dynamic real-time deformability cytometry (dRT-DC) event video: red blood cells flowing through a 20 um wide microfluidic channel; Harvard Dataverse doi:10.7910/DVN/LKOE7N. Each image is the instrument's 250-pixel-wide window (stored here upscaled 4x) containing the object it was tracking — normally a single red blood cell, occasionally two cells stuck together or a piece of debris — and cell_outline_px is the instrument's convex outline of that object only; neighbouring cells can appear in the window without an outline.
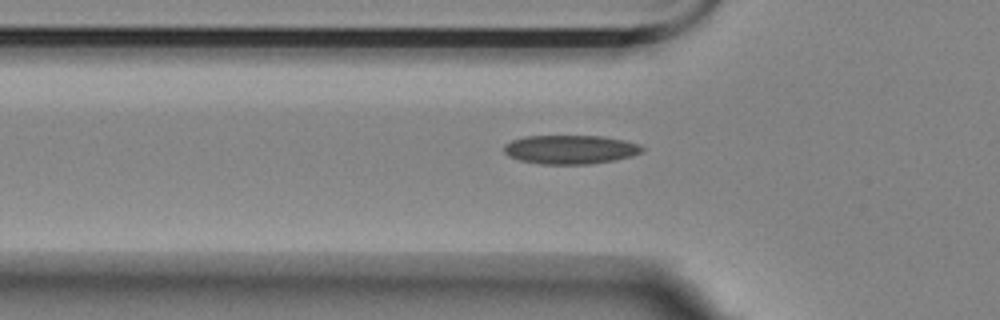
{"species": "Egyptian fruit bat (a non-hibernating species)", "species_latin": "Rousettus aegyptiacus", "temperature_condition": "room temperature", "stored_images_in_passage": 39, "camera_frame_rate_fps": 3000, "um_per_image_px": 0.085, "animal": {"sex": "female"}, "frame": {"image": 1, "passage_image": 8, "time_ms": 2.333, "image_size_px": [1000, 320], "cell_outline_px": [[644, 148], [640, 152], [632, 156], [616, 160], [588, 164], [540, 164], [520, 160], [508, 156], [504, 152], [504, 144], [512, 140], [524, 136], [600, 136], [624, 140], [636, 144]], "centroid_in_image_um": [48.44, 12.71], "position_along_channel_um": 77.4, "area_um2": 23.18}}
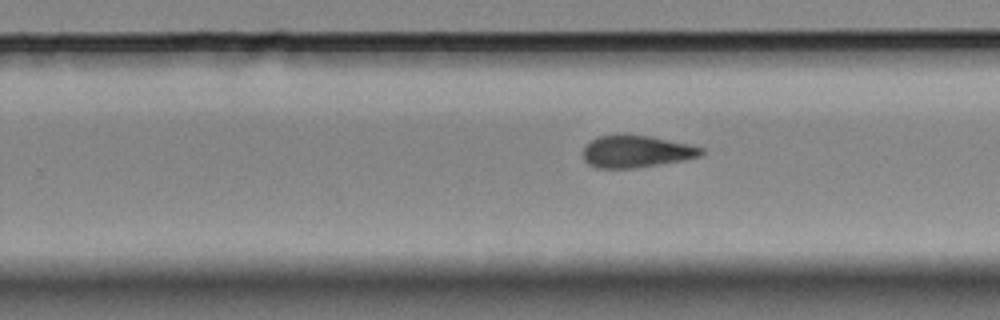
{"frame": {"image": 2, "passage_image": 25, "time_ms": 8.0, "image_size_px": [1000, 320], "cell_outline_px": [[704, 152], [700, 156], [684, 160], [636, 168], [596, 168], [588, 164], [584, 160], [584, 144], [600, 136], [648, 136], [688, 144], [704, 148]], "centroid_in_image_um": [54.08, 12.9], "position_along_channel_um": 275.7, "area_um2": 21.73}}
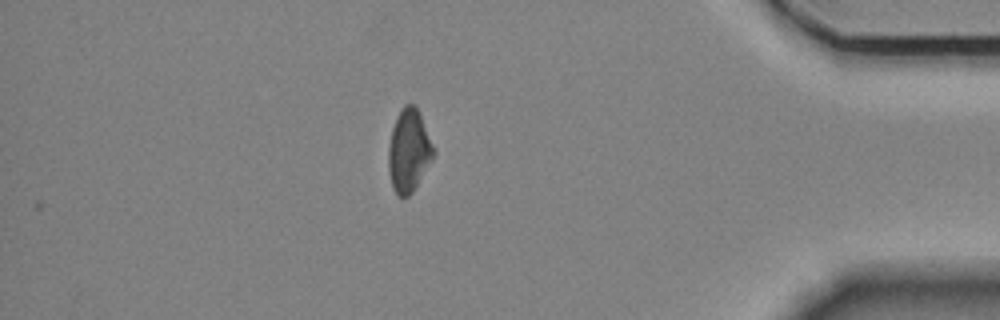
{"frame": {"image": 3, "passage_image": 39, "time_ms": 12.667, "image_size_px": [1000, 320], "cell_outline_px": [[436, 152], [432, 160], [412, 192], [408, 196], [396, 196], [392, 188], [388, 172], [388, 144], [392, 128], [396, 116], [400, 108], [404, 104], [416, 104]], "centroid_in_image_um": [34.73, 12.79], "position_along_channel_um": 400.5, "area_um2": 22.02}, "authors_computed_cell_mechanics": {"area_um2": 22.6576, "velocity_mm_per_s": 3.4822, "shape_relaxation_time_tau1_ms": null, "shape_relaxation_time_tau2_ms": 5.5617, "deformation_change_tau1": null, "deformation_change_tau2": 0.1406}}